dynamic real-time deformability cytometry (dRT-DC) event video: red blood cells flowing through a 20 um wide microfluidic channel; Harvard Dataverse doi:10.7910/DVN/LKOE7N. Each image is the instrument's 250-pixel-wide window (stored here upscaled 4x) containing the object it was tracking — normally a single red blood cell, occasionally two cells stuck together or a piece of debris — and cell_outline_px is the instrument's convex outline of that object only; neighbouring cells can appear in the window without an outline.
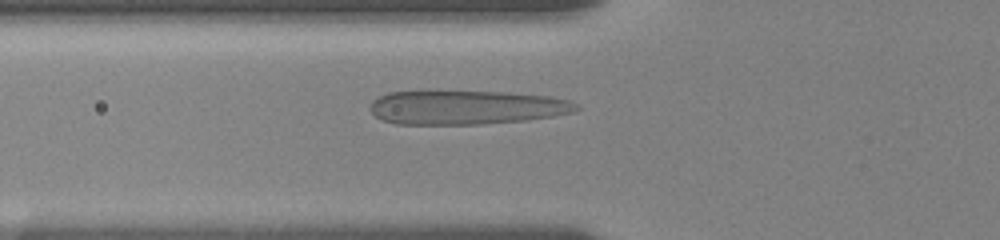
{"species": "human", "species_latin": "Homo sapiens", "temperature_condition": "room temperature", "stored_images_in_passage": 45, "camera_frame_rate_fps": 3000, "um_per_image_px": 0.085, "donor": {"sex": "female"}, "frame": {"image": 1, "passage_image": 10, "time_ms": 3.0, "image_size_px": [1000, 240], "cell_outline_px": [[580, 108], [576, 112], [528, 120], [480, 124], [396, 124], [380, 120], [368, 108], [372, 100], [388, 92], [508, 92], [552, 96], [568, 100], [580, 104]], "centroid_in_image_um": [39.68, 9.14], "position_along_channel_um": 86.1, "area_um2": 41.04}}
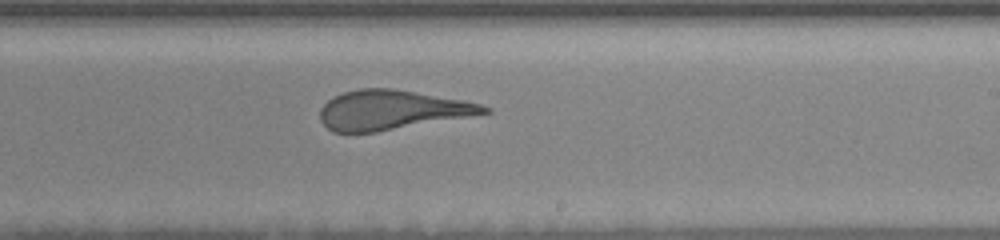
{"frame": {"image": 2, "passage_image": 24, "time_ms": 7.667, "image_size_px": [1000, 240], "cell_outline_px": [[492, 112], [376, 132], [332, 132], [320, 120], [320, 108], [328, 100], [344, 92], [360, 88], [392, 88], [464, 100], [480, 104], [492, 108]], "centroid_in_image_um": [33.29, 9.34], "position_along_channel_um": 255.7, "area_um2": 37.4}}
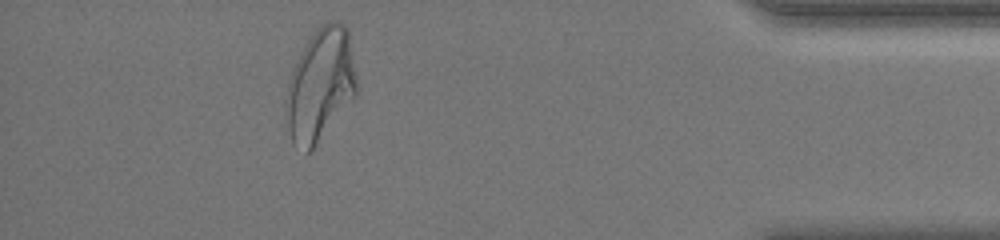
{"frame": {"image": 3, "passage_image": 40, "time_ms": 13.0, "image_size_px": [1000, 240], "cell_outline_px": [[360, 88], [312, 152], [308, 152], [292, 140], [288, 124], [284, 100], [292, 68], [308, 40], [316, 28], [328, 20], [336, 20], [344, 24], [348, 28]], "centroid_in_image_um": [27.27, 7.16], "position_along_channel_um": 407.9, "area_um2": 46.59}, "authors_computed_cell_mechanics": {"area_um2": 39.6508, "velocity_mm_per_s": 3.6087, "shape_relaxation_time_tau1_ms": 4.2282, "shape_relaxation_time_tau2_ms": 0.7789, "deformation_change_tau1": 0.1969, "deformation_change_tau2": 0.1111}}